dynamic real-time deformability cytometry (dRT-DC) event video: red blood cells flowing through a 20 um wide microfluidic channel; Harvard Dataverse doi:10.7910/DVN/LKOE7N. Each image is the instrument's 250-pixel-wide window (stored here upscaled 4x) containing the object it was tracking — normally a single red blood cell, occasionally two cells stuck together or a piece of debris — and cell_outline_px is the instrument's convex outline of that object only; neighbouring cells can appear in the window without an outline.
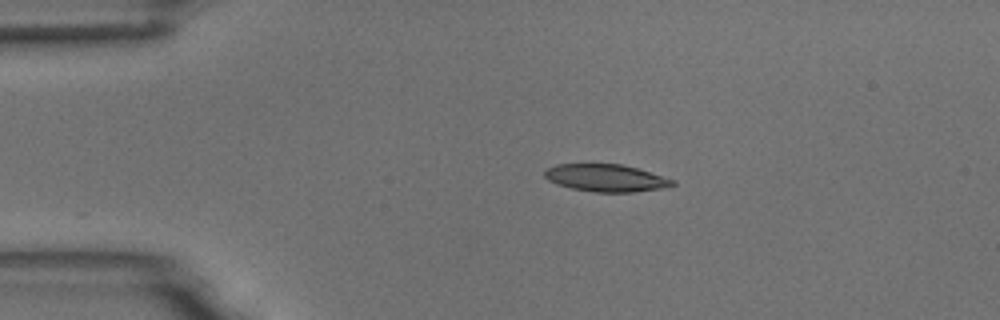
{"species": "common noctule bat (a hibernating species)", "species_latin": "Nyctalus noctula", "temperature_condition": "room temperature", "stored_images_in_passage": 26, "camera_frame_rate_fps": 3000, "um_per_image_px": 0.085, "animal": {"sex": "male", "body_mass_g": 18.8}, "frame": {"image": 1, "passage_image": 1, "time_ms": 0.0, "image_size_px": [1000, 320], "cell_outline_px": [[676, 184], [660, 188], [632, 192], [596, 192], [572, 188], [556, 184], [548, 180], [544, 176], [544, 172], [548, 168], [556, 164], [620, 164], [636, 168], [676, 180]], "centroid_in_image_um": [51.49, 15.12], "position_along_channel_um": 33.5, "area_um2": 20.17}}
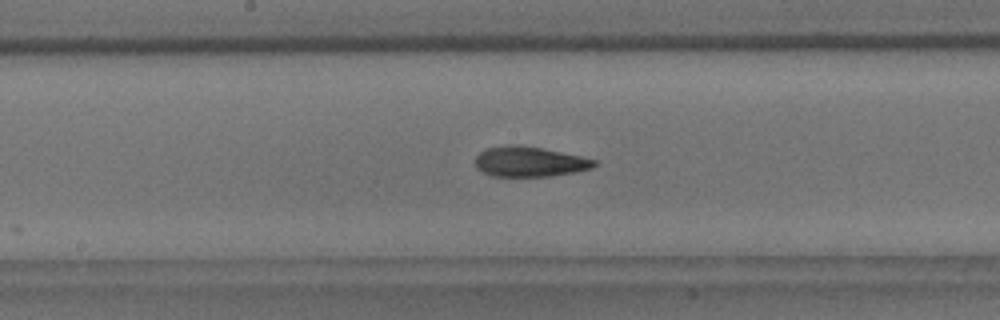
{"frame": {"image": 2, "passage_image": 18, "time_ms": 5.667, "image_size_px": [1000, 320], "cell_outline_px": [[596, 164], [592, 168], [576, 172], [548, 176], [492, 176], [476, 168], [476, 156], [480, 152], [488, 148], [508, 144], [516, 144], [540, 148], [580, 156], [596, 160]], "centroid_in_image_um": [45.0, 13.74], "position_along_channel_um": 203.2, "area_um2": 20.69}}
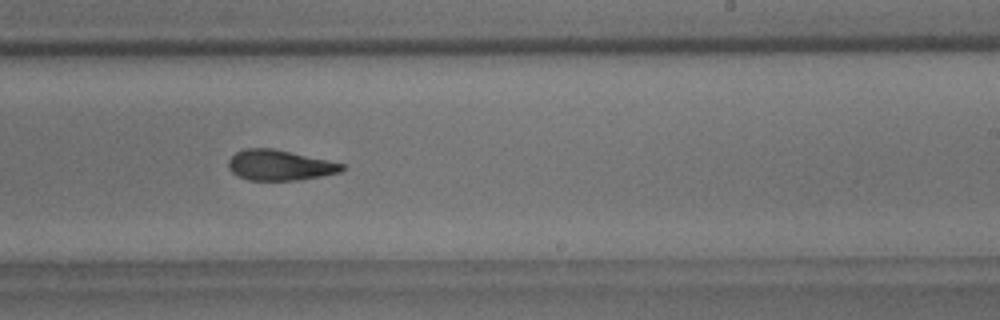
{"frame": {"image": 3, "passage_image": 23, "time_ms": 7.333, "image_size_px": [1000, 320], "cell_outline_px": [[348, 168], [340, 172], [320, 176], [296, 180], [248, 180], [232, 172], [228, 168], [228, 160], [236, 152], [244, 148], [272, 148], [328, 160], [344, 164]], "centroid_in_image_um": [23.77, 14.04], "position_along_channel_um": 265.2, "area_um2": 20.06}}